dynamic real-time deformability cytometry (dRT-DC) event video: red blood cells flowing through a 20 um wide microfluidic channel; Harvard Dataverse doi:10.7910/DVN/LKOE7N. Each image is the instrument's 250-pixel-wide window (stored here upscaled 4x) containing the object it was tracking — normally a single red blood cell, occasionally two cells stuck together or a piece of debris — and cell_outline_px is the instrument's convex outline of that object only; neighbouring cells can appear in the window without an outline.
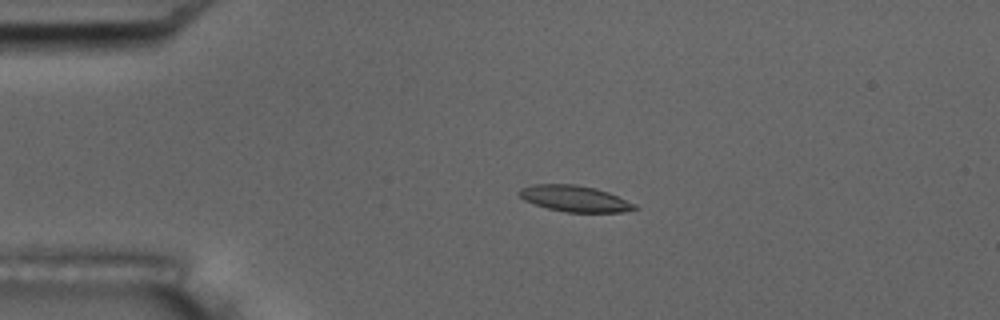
{"species": "common noctule bat (a hibernating species)", "species_latin": "Nyctalus noctula", "temperature_condition": "room temperature", "stored_images_in_passage": 15, "camera_frame_rate_fps": 3000, "um_per_image_px": 0.085, "animal": {"sex": "male", "body_mass_g": 17.5, "forearm_length_mm": 52.3}, "frame": {"image": 1, "passage_image": 3, "time_ms": 2.333, "image_size_px": [1000, 320], "cell_outline_px": [[640, 208], [620, 212], [564, 212], [548, 208], [524, 200], [520, 196], [520, 188], [532, 184], [576, 184], [596, 188], [608, 192], [636, 204]], "centroid_in_image_um": [48.87, 16.87], "position_along_channel_um": 36.1, "area_um2": 17.51}, "authors_computed_cell_mechanics": {"area_um2": 17.5712, "velocity_mm_per_s": 3.5242, "shape_relaxation_time_tau1_ms": 4.9882, "shape_relaxation_time_tau2_ms": null, "deformation_change_tau1": 0.1123, "deformation_change_tau2": null}}